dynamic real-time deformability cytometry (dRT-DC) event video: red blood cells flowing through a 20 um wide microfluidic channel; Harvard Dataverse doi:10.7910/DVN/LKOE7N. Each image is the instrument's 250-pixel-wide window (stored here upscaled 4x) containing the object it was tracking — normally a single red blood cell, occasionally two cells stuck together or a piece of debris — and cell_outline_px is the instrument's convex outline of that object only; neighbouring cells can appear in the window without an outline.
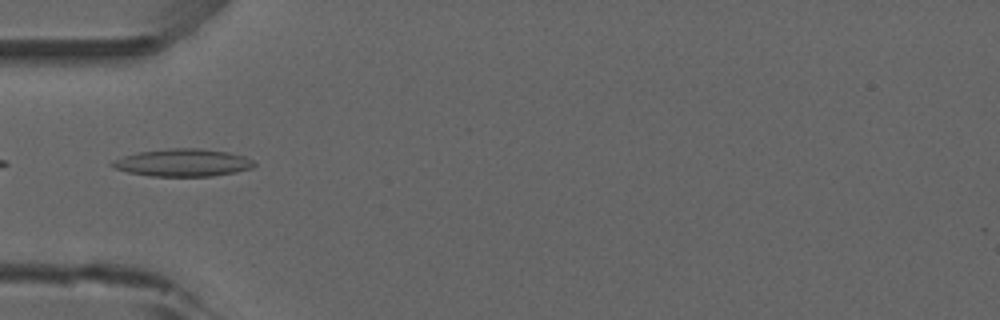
{"species": "common noctule bat (a hibernating species)", "species_latin": "Nyctalus noctula", "temperature_condition": "room temperature", "stored_images_in_passage": 2, "camera_frame_rate_fps": 3000, "um_per_image_px": 0.085, "animal": {"sex": "male", "forearm_length_mm": 52.5}, "frame": {"image": 1, "passage_image": 2, "time_ms": 1.0, "image_size_px": [1000, 320], "cell_outline_px": [[256, 164], [252, 168], [236, 172], [212, 176], [152, 176], [128, 172], [116, 168], [108, 164], [112, 160], [136, 152], [172, 148], [200, 148], [228, 152], [244, 156], [252, 160]], "centroid_in_image_um": [15.54, 13.82], "position_along_channel_um": 69.5, "area_um2": 22.77}}